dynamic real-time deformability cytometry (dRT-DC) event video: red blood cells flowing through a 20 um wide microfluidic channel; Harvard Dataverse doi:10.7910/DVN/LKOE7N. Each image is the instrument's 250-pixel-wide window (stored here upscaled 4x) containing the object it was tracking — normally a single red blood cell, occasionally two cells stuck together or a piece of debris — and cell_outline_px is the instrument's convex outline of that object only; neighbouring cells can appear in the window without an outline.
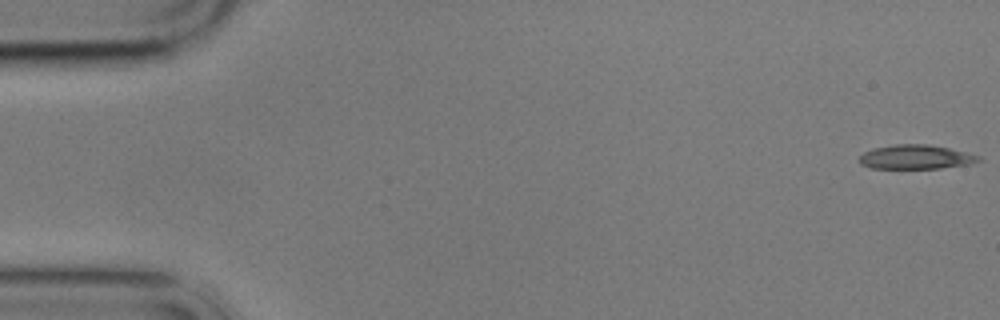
{"species": "common noctule bat (a hibernating species)", "species_latin": "Nyctalus noctula", "temperature_condition": "cold", "stored_images_in_passage": 7, "camera_frame_rate_fps": 3000, "um_per_image_px": 0.085, "animal": {"sex": "male", "body_mass_g": 17.9}, "frame": {"image": 1, "passage_image": 1, "time_ms": 0.0, "image_size_px": [1000, 320], "cell_outline_px": [[980, 160], [968, 164], [940, 168], [872, 168], [860, 164], [860, 156], [864, 152], [872, 148], [896, 144], [928, 144], [948, 148], [980, 156]], "centroid_in_image_um": [77.8, 13.34], "position_along_channel_um": 7.2, "area_um2": 16.59}}
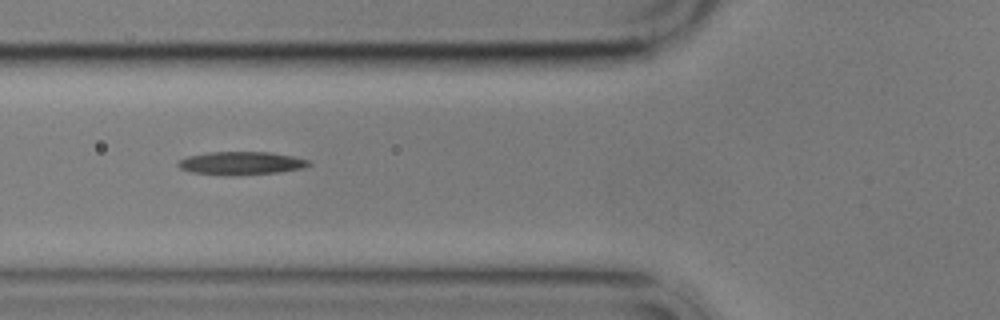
{"frame": {"image": 2, "passage_image": 6, "time_ms": 6.667, "image_size_px": [1000, 320], "cell_outline_px": [[312, 164], [304, 168], [280, 172], [232, 176], [192, 172], [180, 168], [176, 164], [180, 160], [188, 156], [208, 152], [268, 152], [292, 156], [308, 160]], "centroid_in_image_um": [20.51, 13.88], "position_along_channel_um": 105.3, "area_um2": 17.63}}
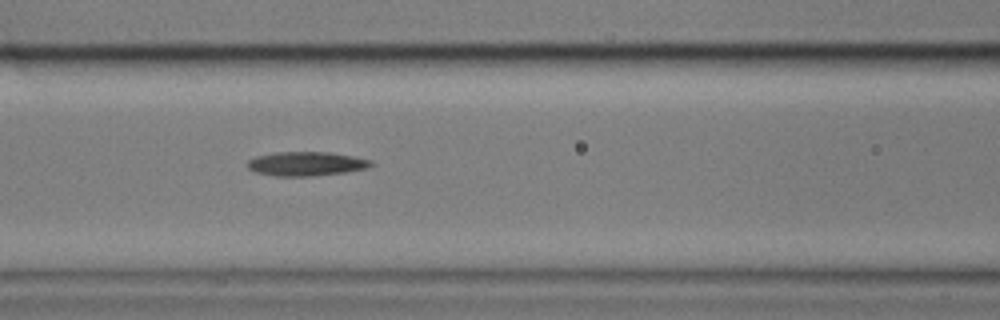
{"frame": {"image": 3, "passage_image": 7, "time_ms": 7.667, "image_size_px": [1000, 320], "cell_outline_px": [[376, 164], [368, 168], [348, 172], [312, 176], [276, 176], [256, 172], [248, 168], [248, 160], [256, 156], [276, 152], [328, 152], [352, 156], [372, 160]], "centroid_in_image_um": [26.08, 13.92], "position_along_channel_um": 140.5, "area_um2": 17.46}}